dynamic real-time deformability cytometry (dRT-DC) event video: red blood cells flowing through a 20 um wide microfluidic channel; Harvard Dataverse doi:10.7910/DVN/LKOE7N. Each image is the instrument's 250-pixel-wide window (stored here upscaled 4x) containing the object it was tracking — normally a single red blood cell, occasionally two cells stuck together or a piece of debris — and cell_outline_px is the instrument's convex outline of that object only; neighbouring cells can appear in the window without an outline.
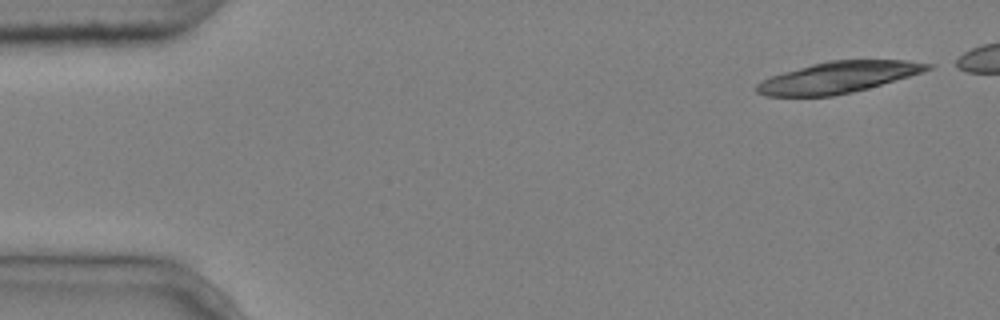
{"species": "common noctule bat (a hibernating species)", "species_latin": "Nyctalus noctula", "temperature_condition": "cold", "stored_images_in_passage": 6, "camera_frame_rate_fps": 3000, "um_per_image_px": 0.085, "animal": {"sex": "male", "body_mass_g": 20.4}, "frame": {"image": 1, "passage_image": 1, "time_ms": 0.0, "image_size_px": [1000, 320], "cell_outline_px": [[936, 64], [932, 68], [908, 76], [852, 92], [832, 96], [764, 96], [756, 92], [756, 84], [772, 76], [784, 72], [812, 64], [828, 60], [908, 60]], "centroid_in_image_um": [71.24, 6.56], "position_along_channel_um": 13.8, "area_um2": 30.75}}